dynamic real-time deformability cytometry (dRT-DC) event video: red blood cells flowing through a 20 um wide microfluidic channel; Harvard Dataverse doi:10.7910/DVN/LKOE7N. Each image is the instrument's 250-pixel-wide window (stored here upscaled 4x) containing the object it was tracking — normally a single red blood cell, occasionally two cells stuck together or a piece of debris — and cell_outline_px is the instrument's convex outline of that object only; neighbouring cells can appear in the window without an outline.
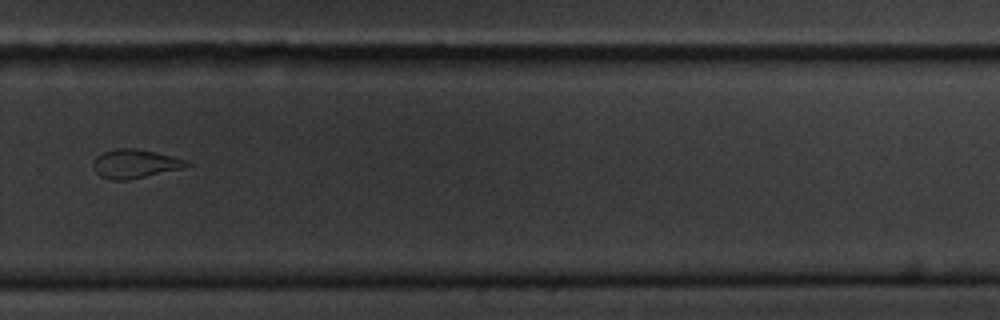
{"species": "common noctule bat (a hibernating species)", "species_latin": "Nyctalus noctula", "temperature_condition": "cold", "stored_images_in_passage": 10, "camera_frame_rate_fps": 3000, "um_per_image_px": 0.085, "animal": {"sex": "male", "body_mass_g": 20.1, "forearm_length_mm": 53.5}, "frame": {"image": 1, "passage_image": 10, "time_ms": 12.0, "image_size_px": [1000, 320], "cell_outline_px": [[192, 164], [184, 168], [128, 180], [108, 180], [100, 176], [96, 172], [92, 164], [96, 156], [104, 152], [116, 148], [136, 148], [172, 156], [188, 160]], "centroid_in_image_um": [11.47, 13.92], "position_along_channel_um": 318.3, "area_um2": 15.78}}